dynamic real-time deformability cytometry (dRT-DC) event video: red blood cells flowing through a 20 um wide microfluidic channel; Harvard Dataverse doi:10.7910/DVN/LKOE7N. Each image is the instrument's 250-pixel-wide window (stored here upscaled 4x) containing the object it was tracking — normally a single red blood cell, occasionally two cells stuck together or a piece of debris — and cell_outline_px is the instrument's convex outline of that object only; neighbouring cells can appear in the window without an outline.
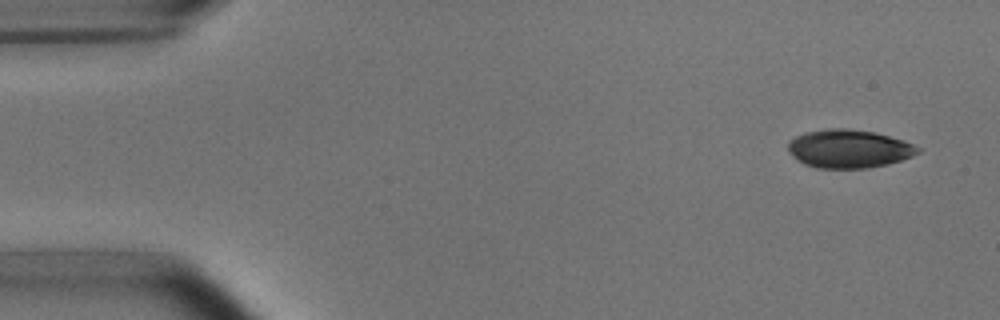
{"species": "common noctule bat (a hibernating species)", "species_latin": "Nyctalus noctula", "temperature_condition": "room temperature", "stored_images_in_passage": 4, "camera_frame_rate_fps": 3000, "um_per_image_px": 0.085, "animal": {"sex": "male", "body_mass_g": 15.6}, "frame": {"image": 1, "passage_image": 1, "time_ms": 0.0, "image_size_px": [1000, 320], "cell_outline_px": [[920, 152], [912, 156], [888, 164], [868, 168], [816, 168], [804, 164], [796, 160], [788, 148], [788, 140], [804, 132], [828, 128], [848, 128], [876, 132], [904, 140], [920, 148]], "centroid_in_image_um": [72.14, 12.63], "position_along_channel_um": 12.9, "area_um2": 29.19}}
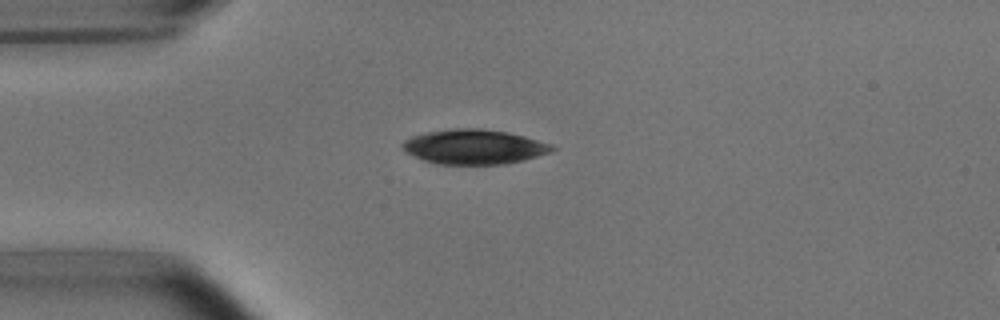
{"frame": {"image": 2, "passage_image": 4, "time_ms": 3.333, "image_size_px": [1000, 320], "cell_outline_px": [[556, 148], [548, 152], [524, 160], [504, 164], [436, 164], [424, 160], [404, 152], [400, 148], [400, 144], [404, 140], [412, 136], [428, 132], [452, 128], [480, 128], [508, 132], [524, 136], [552, 144]], "centroid_in_image_um": [40.25, 12.47], "position_along_channel_um": 44.8, "area_um2": 30.29}}